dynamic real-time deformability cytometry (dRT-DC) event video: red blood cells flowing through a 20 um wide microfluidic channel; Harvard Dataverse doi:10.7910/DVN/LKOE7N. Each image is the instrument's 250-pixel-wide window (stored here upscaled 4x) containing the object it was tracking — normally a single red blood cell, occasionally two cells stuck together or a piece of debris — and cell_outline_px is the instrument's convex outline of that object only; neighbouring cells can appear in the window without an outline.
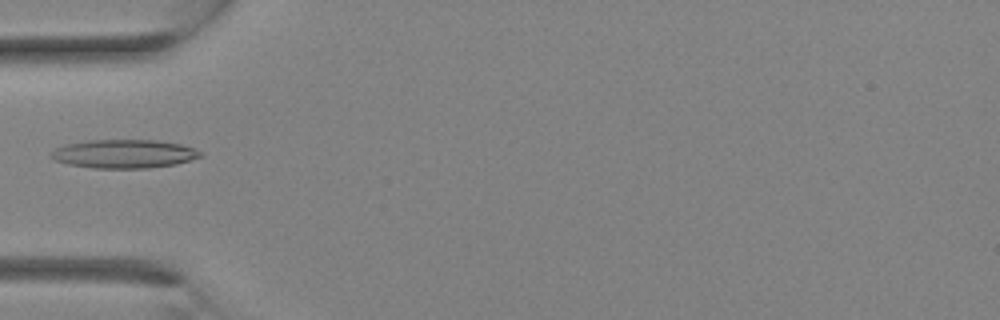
{"species": "Egyptian fruit bat (a non-hibernating species)", "species_latin": "Rousettus aegyptiacus", "temperature_condition": "room temperature", "stored_images_in_passage": 8, "camera_frame_rate_fps": 3000, "um_per_image_px": 0.085, "animal": {"sex": "female"}, "frame": {"image": 1, "passage_image": 7, "time_ms": 2.0, "image_size_px": [1000, 320], "cell_outline_px": [[204, 156], [176, 164], [148, 168], [92, 168], [68, 164], [52, 160], [48, 156], [48, 152], [56, 148], [68, 144], [88, 140], [156, 140], [180, 144], [204, 152]], "centroid_in_image_um": [10.52, 13.08], "position_along_channel_um": 74.5, "area_um2": 25.09}}